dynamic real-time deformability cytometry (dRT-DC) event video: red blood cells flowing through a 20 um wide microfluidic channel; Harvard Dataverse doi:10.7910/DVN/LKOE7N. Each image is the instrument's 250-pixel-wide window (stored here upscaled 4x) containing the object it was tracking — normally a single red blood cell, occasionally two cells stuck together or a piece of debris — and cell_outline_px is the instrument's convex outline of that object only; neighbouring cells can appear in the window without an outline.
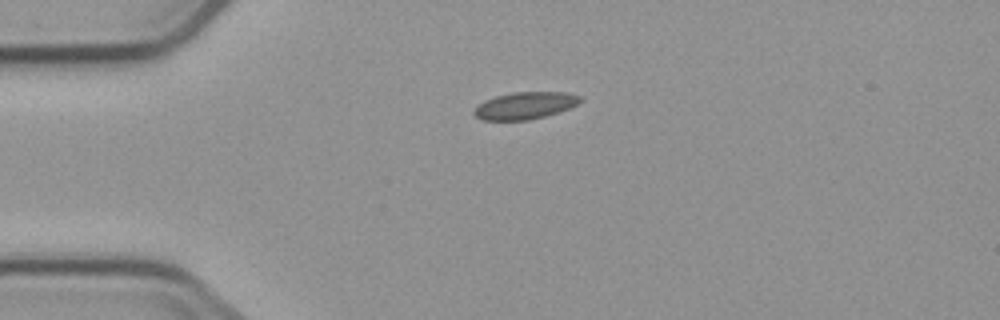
{"species": "common noctule bat (a hibernating species)", "species_latin": "Nyctalus noctula", "temperature_condition": "cold", "stored_images_in_passage": 7, "camera_frame_rate_fps": 3000, "um_per_image_px": 0.085, "animal": {"sex": "male", "body_mass_g": 23.1, "forearm_length_mm": 52.7}, "frame": {"image": 1, "passage_image": 1, "time_ms": 0.0, "image_size_px": [1000, 320], "cell_outline_px": [[584, 100], [568, 108], [544, 116], [528, 120], [480, 120], [472, 112], [476, 104], [484, 100], [496, 96], [512, 92], [568, 92], [580, 96]], "centroid_in_image_um": [44.58, 8.96], "position_along_channel_um": 40.4, "area_um2": 16.82}}
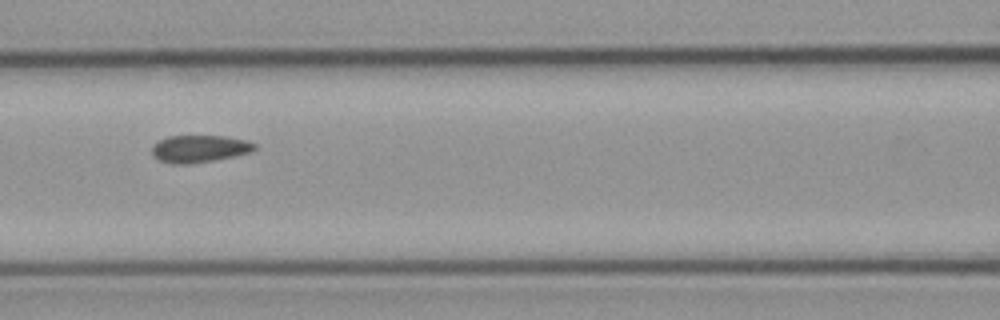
{"frame": {"image": 2, "passage_image": 4, "time_ms": 3.667, "image_size_px": [1000, 320], "cell_outline_px": [[256, 148], [252, 152], [212, 160], [188, 164], [172, 164], [160, 160], [152, 152], [152, 144], [168, 136], [224, 136], [248, 140], [256, 144]], "centroid_in_image_um": [16.97, 12.63], "position_along_channel_um": 149.6, "area_um2": 16.18}}
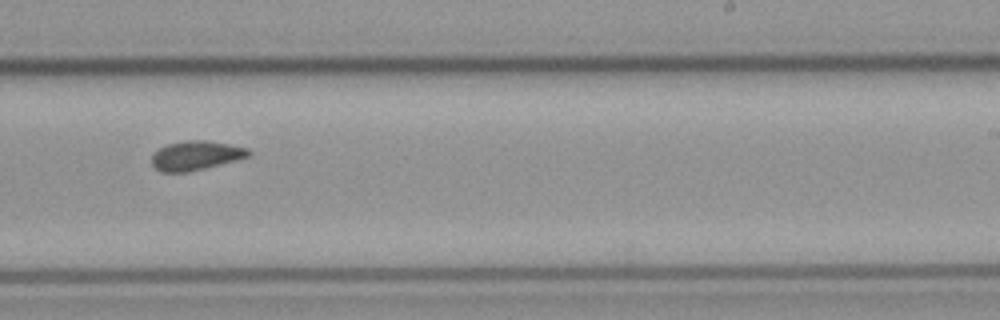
{"frame": {"image": 3, "passage_image": 7, "time_ms": 7.0, "image_size_px": [1000, 320], "cell_outline_px": [[252, 152], [248, 156], [236, 160], [188, 172], [160, 172], [152, 164], [152, 156], [160, 148], [168, 144], [184, 140], [204, 140], [228, 144], [248, 148]], "centroid_in_image_um": [16.65, 13.22], "position_along_channel_um": 272.4, "area_um2": 16.3}}